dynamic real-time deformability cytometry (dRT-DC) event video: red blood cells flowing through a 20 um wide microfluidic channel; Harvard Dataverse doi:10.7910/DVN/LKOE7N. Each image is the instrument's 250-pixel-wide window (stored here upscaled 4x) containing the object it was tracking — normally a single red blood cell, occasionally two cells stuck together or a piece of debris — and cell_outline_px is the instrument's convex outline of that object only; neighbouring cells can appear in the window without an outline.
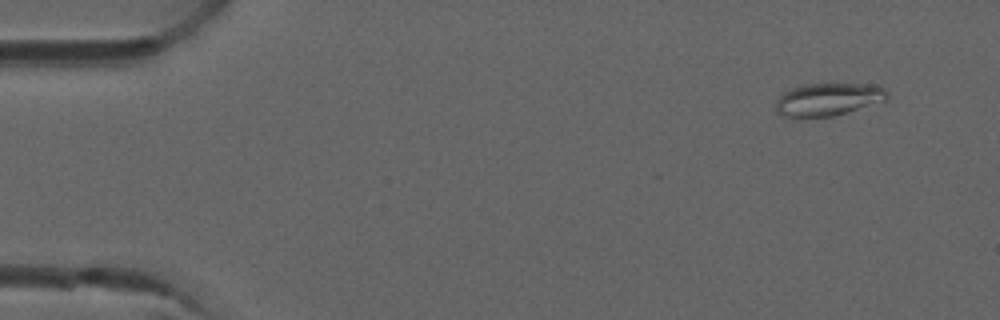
{"species": "common noctule bat (a hibernating species)", "species_latin": "Nyctalus noctula", "temperature_condition": "room temperature", "stored_images_in_passage": 4, "camera_frame_rate_fps": 3000, "um_per_image_px": 0.085, "animal": {"sex": "male", "forearm_length_mm": 52.5}, "frame": {"image": 1, "passage_image": 1, "time_ms": 0.0, "image_size_px": [1000, 320], "cell_outline_px": [[888, 100], [832, 116], [784, 116], [776, 112], [776, 100], [784, 92], [792, 88], [804, 84], [880, 84], [888, 92]], "centroid_in_image_um": [70.44, 8.42], "position_along_channel_um": 14.6, "area_um2": 21.1}}